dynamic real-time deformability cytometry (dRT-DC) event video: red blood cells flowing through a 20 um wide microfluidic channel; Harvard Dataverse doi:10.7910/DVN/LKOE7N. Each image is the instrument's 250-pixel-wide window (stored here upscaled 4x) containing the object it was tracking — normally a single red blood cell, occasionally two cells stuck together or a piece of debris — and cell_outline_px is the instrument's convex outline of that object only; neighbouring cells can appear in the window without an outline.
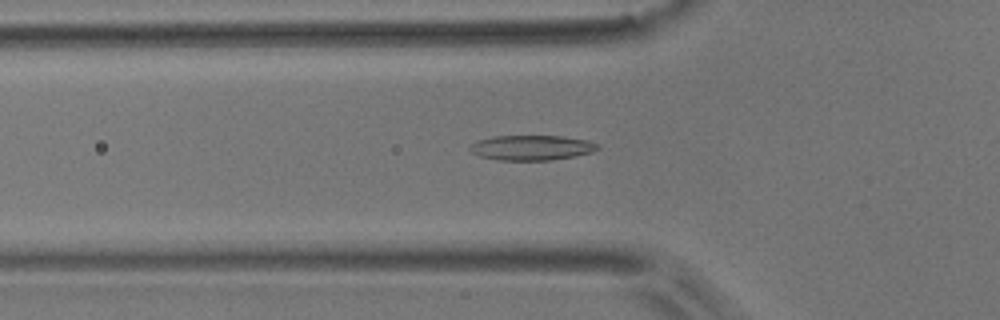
{"species": "common noctule bat (a hibernating species)", "species_latin": "Nyctalus noctula", "temperature_condition": "room temperature", "stored_images_in_passage": 53, "camera_frame_rate_fps": 3000, "um_per_image_px": 0.085, "animal": {"sex": "male", "body_mass_g": 17.9}, "frame": {"image": 1, "passage_image": 18, "time_ms": 5.667, "image_size_px": [1000, 320], "cell_outline_px": [[600, 148], [592, 152], [576, 156], [552, 160], [500, 160], [480, 156], [472, 152], [468, 148], [476, 140], [492, 136], [560, 136], [588, 140], [596, 144]], "centroid_in_image_um": [45.18, 12.55], "position_along_channel_um": 80.6, "area_um2": 18.61}}
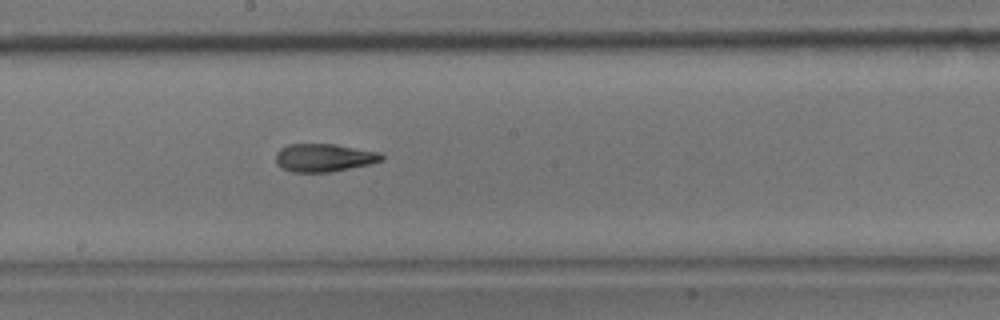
{"frame": {"image": 2, "passage_image": 29, "time_ms": 9.333, "image_size_px": [1000, 320], "cell_outline_px": [[384, 160], [372, 164], [332, 172], [292, 172], [280, 168], [276, 164], [276, 152], [280, 148], [288, 144], [336, 144], [380, 152], [384, 156]], "centroid_in_image_um": [27.55, 13.41], "position_along_channel_um": 220.6, "area_um2": 17.63}}
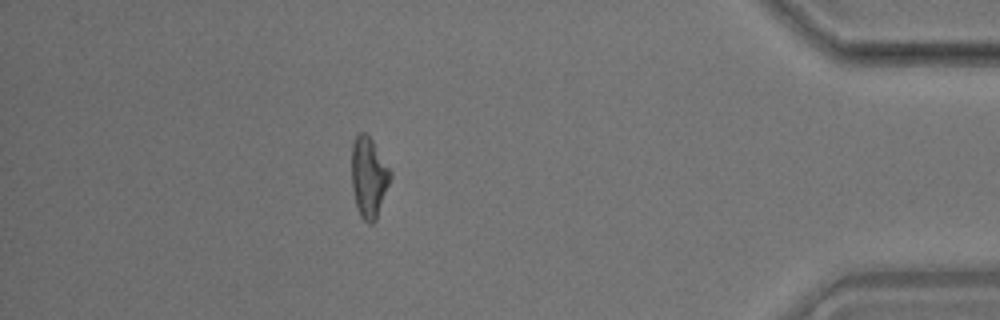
{"frame": {"image": 3, "passage_image": 47, "time_ms": 15.333, "image_size_px": [1000, 320], "cell_outline_px": [[392, 176], [376, 220], [372, 224], [368, 224], [360, 216], [356, 208], [352, 188], [352, 144], [356, 136], [360, 132], [364, 132], [372, 140], [392, 172]], "centroid_in_image_um": [31.35, 15.1], "position_along_channel_um": 403.9, "area_um2": 18.21}, "authors_computed_cell_mechanics": {"area_um2": 18.207, "velocity_mm_per_s": 3.7945, "shape_relaxation_time_tau1_ms": 7.359, "shape_relaxation_time_tau2_ms": 2.466, "deformation_change_tau1": 0.1982, "deformation_change_tau2": 0.1019}}